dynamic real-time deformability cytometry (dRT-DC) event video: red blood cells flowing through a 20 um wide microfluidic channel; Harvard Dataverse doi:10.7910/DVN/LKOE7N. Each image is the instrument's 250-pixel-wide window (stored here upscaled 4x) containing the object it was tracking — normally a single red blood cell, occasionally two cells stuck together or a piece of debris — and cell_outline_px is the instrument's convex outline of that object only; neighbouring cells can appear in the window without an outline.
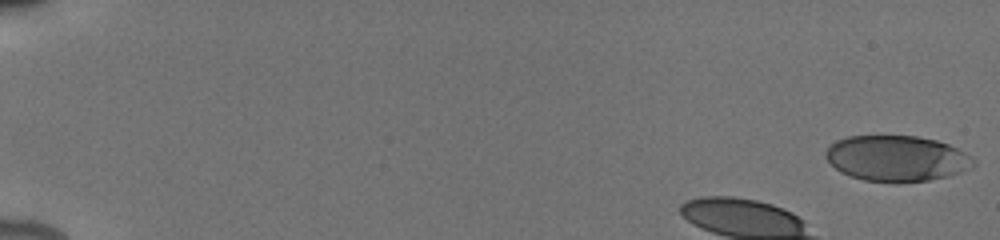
{"species": "human", "species_latin": "Homo sapiens", "temperature_condition": "cold", "stored_images_in_passage": 58, "camera_frame_rate_fps": 3000, "um_per_image_px": 0.085, "donor": {"sex": "male"}, "frame": {"image": 1, "passage_image": 1, "time_ms": 0.0, "image_size_px": [1000, 240], "cell_outline_px": [[976, 164], [960, 172], [948, 176], [928, 180], [900, 184], [896, 184], [864, 180], [840, 172], [824, 156], [824, 152], [836, 140], [848, 136], [916, 136], [936, 140], [948, 144], [964, 152], [976, 160]], "centroid_in_image_um": [76.21, 13.48], "position_along_channel_um": 8.8, "area_um2": 39.59}}
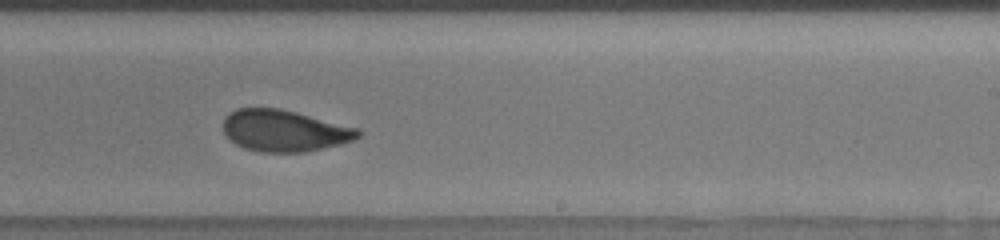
{"frame": {"image": 2, "passage_image": 30, "time_ms": 9.667, "image_size_px": [1000, 240], "cell_outline_px": [[360, 136], [352, 140], [340, 144], [304, 152], [260, 152], [244, 148], [236, 144], [224, 132], [224, 116], [228, 112], [236, 108], [280, 108], [360, 128]], "centroid_in_image_um": [24.16, 11.1], "position_along_channel_um": 264.8, "area_um2": 32.66}}
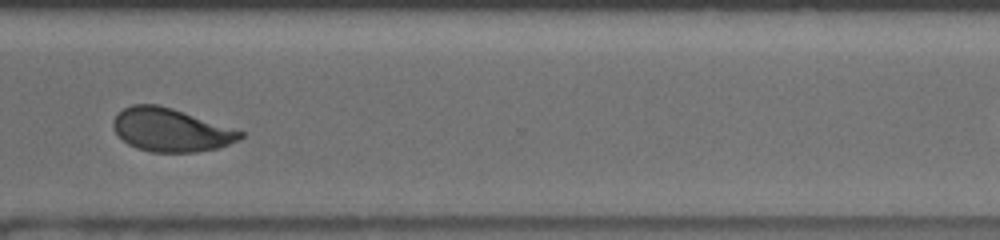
{"frame": {"image": 3, "passage_image": 40, "time_ms": 12.0, "image_size_px": [1000, 240], "cell_outline_px": [[244, 136], [240, 140], [216, 148], [196, 152], [152, 152], [136, 148], [128, 144], [112, 128], [112, 120], [124, 108], [132, 104], [156, 104], [172, 108], [244, 132]], "centroid_in_image_um": [14.5, 11.05], "position_along_channel_um": 356.1, "area_um2": 31.73}, "authors_computed_cell_mechanics": {"area_um2": 32.657, "velocity_mm_per_s": 3.8861, "shape_relaxation_time_tau1_ms": 5.0336, "shape_relaxation_time_tau2_ms": 1.1982, "deformation_change_tau1": 0.1461, "deformation_change_tau2": 0.0768}}